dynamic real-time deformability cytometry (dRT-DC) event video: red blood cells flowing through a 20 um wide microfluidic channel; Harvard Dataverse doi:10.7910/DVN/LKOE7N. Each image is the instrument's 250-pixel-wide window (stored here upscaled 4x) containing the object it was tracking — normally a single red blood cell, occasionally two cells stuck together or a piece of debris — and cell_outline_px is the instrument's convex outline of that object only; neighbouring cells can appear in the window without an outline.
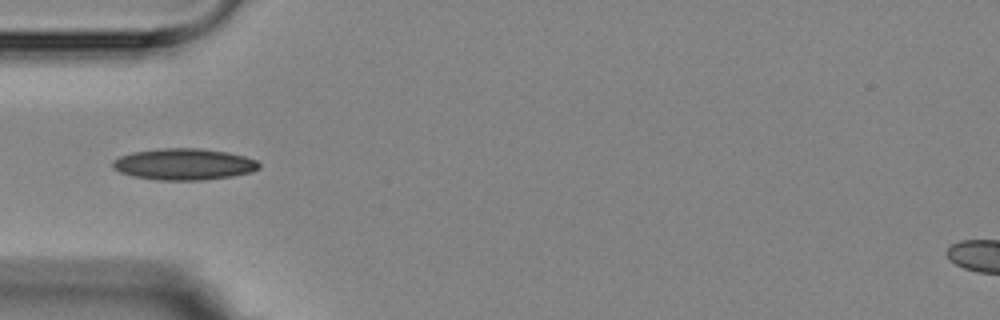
{"species": "Egyptian fruit bat (a non-hibernating species)", "species_latin": "Rousettus aegyptiacus", "temperature_condition": "room temperature", "stored_images_in_passage": 11, "camera_frame_rate_fps": 3000, "um_per_image_px": 0.085, "animal": {"sex": "female"}, "frame": {"image": 1, "passage_image": 2, "time_ms": 1.0, "image_size_px": [1000, 320], "cell_outline_px": [[260, 168], [252, 172], [232, 176], [200, 180], [156, 180], [132, 176], [120, 172], [112, 168], [112, 160], [120, 156], [132, 152], [156, 148], [200, 148], [228, 152], [244, 156], [256, 160], [260, 164]], "centroid_in_image_um": [15.61, 13.95], "position_along_channel_um": 69.4, "area_um2": 27.05}}
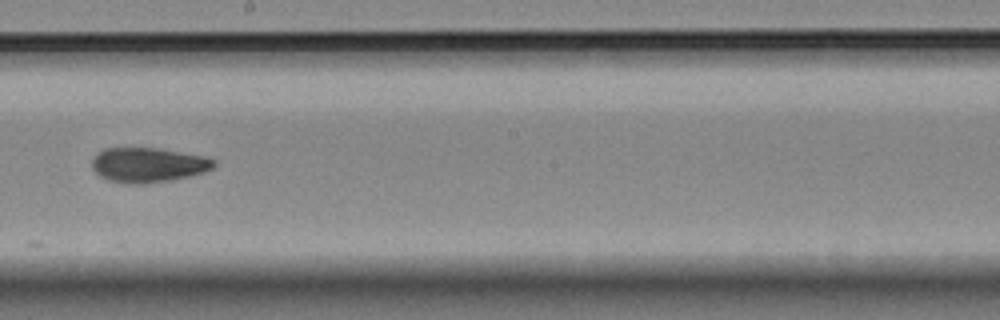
{"frame": {"image": 2, "passage_image": 6, "time_ms": 5.667, "image_size_px": [1000, 320], "cell_outline_px": [[216, 164], [212, 168], [204, 172], [188, 176], [168, 180], [144, 184], [136, 184], [108, 180], [100, 176], [92, 168], [92, 160], [96, 152], [104, 148], [160, 148], [204, 156], [216, 160]], "centroid_in_image_um": [12.58, 14.0], "position_along_channel_um": 235.6, "area_um2": 24.62}}
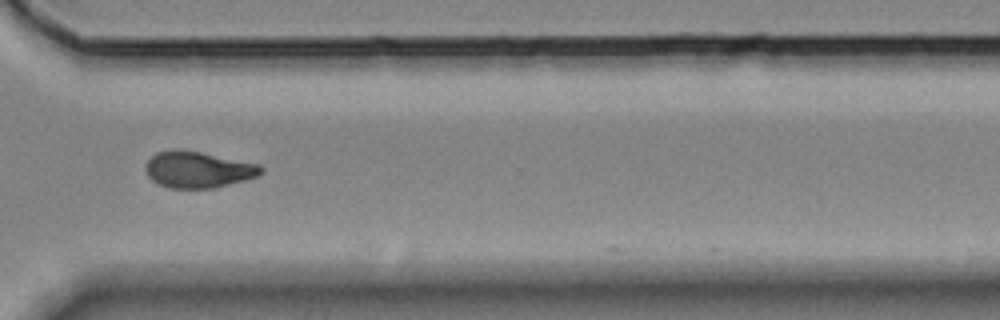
{"frame": {"image": 3, "passage_image": 9, "time_ms": 9.0, "image_size_px": [1000, 320], "cell_outline_px": [[264, 172], [256, 176], [244, 180], [212, 188], [168, 188], [152, 180], [148, 176], [144, 168], [144, 164], [156, 152], [172, 148], [176, 148], [200, 152], [260, 164], [264, 168]], "centroid_in_image_um": [16.8, 14.4], "position_along_channel_um": 353.8, "area_um2": 24.57}, "authors_computed_cell_mechanics": {"area_um2": 24.1026, "velocity_mm_per_s": 3.5538, "shape_relaxation_time_tau1_ms": 4.8865, "shape_relaxation_time_tau2_ms": 2.0787, "deformation_change_tau1": 0.1423, "deformation_change_tau2": 0.0732}}